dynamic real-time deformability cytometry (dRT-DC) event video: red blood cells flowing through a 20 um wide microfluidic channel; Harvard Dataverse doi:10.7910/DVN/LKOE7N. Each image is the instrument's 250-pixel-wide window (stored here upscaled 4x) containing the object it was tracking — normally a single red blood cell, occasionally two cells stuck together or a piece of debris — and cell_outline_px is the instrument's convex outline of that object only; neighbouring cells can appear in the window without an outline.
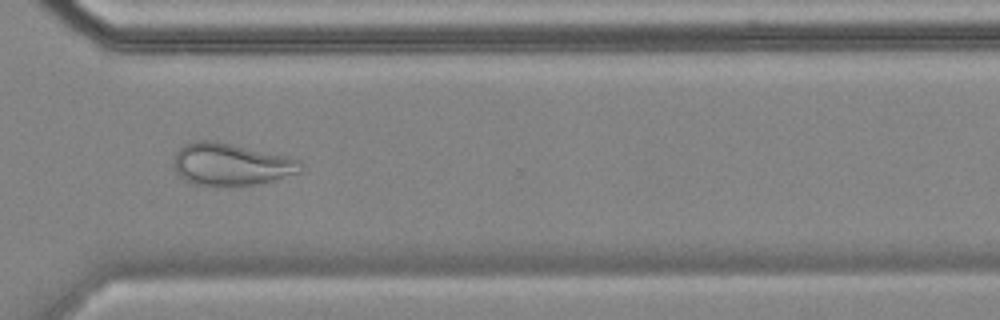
{"species": "common noctule bat (a hibernating species)", "species_latin": "Nyctalus noctula", "temperature_condition": "cold", "stored_images_in_passage": 57, "camera_frame_rate_fps": 3000, "um_per_image_px": 0.085, "animal": {"sex": "female", "body_mass_g": 18.4}, "frame": {"image": 1, "passage_image": 41, "time_ms": 13.333, "image_size_px": [1000, 320], "cell_outline_px": [[304, 168], [300, 172], [276, 180], [256, 184], [192, 184], [184, 180], [176, 172], [172, 164], [176, 152], [184, 144], [196, 140], [216, 140], [296, 156], [304, 164]], "centroid_in_image_um": [19.72, 13.92], "position_along_channel_um": 350.9, "area_um2": 31.91}}